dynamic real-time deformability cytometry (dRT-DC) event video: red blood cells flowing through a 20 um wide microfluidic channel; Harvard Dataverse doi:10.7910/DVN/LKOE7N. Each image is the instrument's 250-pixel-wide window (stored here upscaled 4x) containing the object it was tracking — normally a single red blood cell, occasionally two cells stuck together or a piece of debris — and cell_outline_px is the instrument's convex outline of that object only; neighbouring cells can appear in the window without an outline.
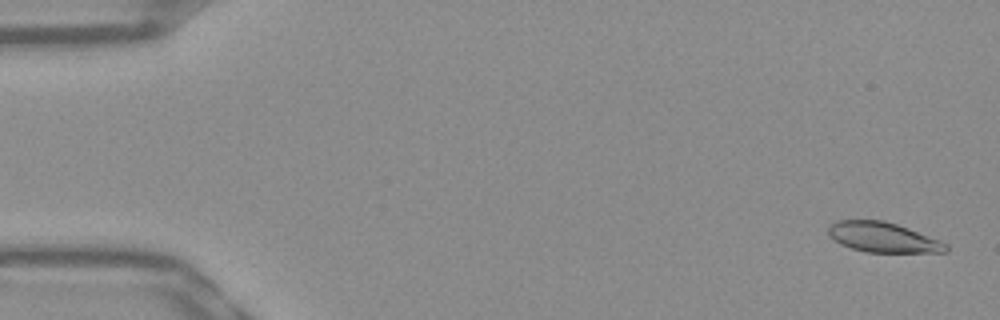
{"species": "Egyptian fruit bat (a non-hibernating species)", "species_latin": "Rousettus aegyptiacus", "temperature_condition": "warm", "stored_images_in_passage": 52, "camera_frame_rate_fps": 3000, "um_per_image_px": 0.085, "frame": {"image": 1, "passage_image": 2, "time_ms": 0.333, "image_size_px": [1000, 320], "cell_outline_px": [[948, 252], [868, 252], [852, 248], [840, 244], [828, 236], [828, 228], [836, 220], [884, 220], [908, 228], [940, 240], [948, 244]], "centroid_in_image_um": [75.05, 20.17], "position_along_channel_um": 10.0, "area_um2": 20.52}}
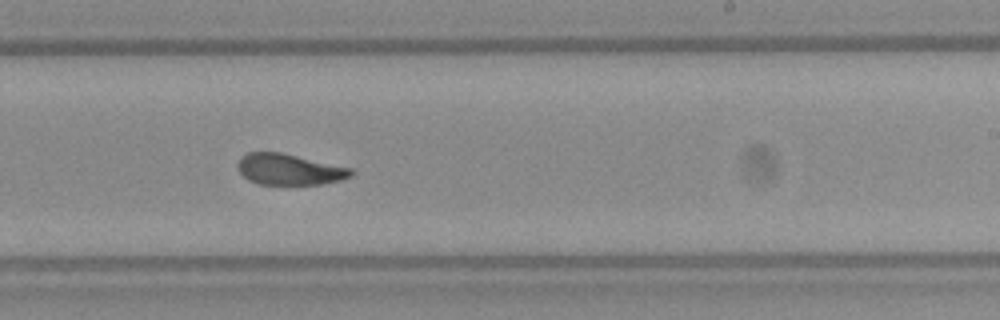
{"frame": {"image": 2, "passage_image": 32, "time_ms": 10.333, "image_size_px": [1000, 320], "cell_outline_px": [[356, 172], [352, 176], [340, 180], [320, 184], [260, 184], [248, 180], [236, 168], [236, 164], [240, 156], [248, 152], [280, 152], [352, 168]], "centroid_in_image_um": [24.57, 14.39], "position_along_channel_um": 264.4, "area_um2": 20.58}}
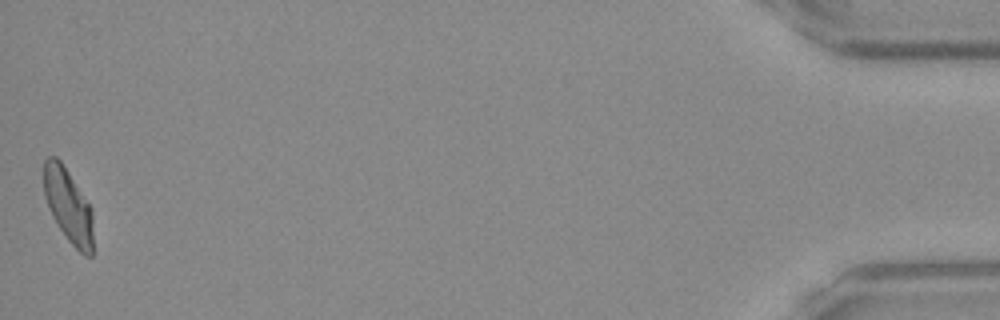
{"frame": {"image": 3, "passage_image": 52, "time_ms": 17.0, "image_size_px": [1000, 320], "cell_outline_px": [[92, 256], [84, 256], [68, 240], [52, 216], [44, 196], [44, 160], [48, 156], [56, 156], [60, 160], [92, 208]], "centroid_in_image_um": [5.79, 17.47], "position_along_channel_um": 429.4, "area_um2": 21.04}, "authors_computed_cell_mechanics": {"area_um2": 21.3282, "velocity_mm_per_s": 3.9011, "shape_relaxation_time_tau1_ms": 7.7971, "shape_relaxation_time_tau2_ms": 1.456, "deformation_change_tau1": 0.2035, "deformation_change_tau2": 0.0701}}